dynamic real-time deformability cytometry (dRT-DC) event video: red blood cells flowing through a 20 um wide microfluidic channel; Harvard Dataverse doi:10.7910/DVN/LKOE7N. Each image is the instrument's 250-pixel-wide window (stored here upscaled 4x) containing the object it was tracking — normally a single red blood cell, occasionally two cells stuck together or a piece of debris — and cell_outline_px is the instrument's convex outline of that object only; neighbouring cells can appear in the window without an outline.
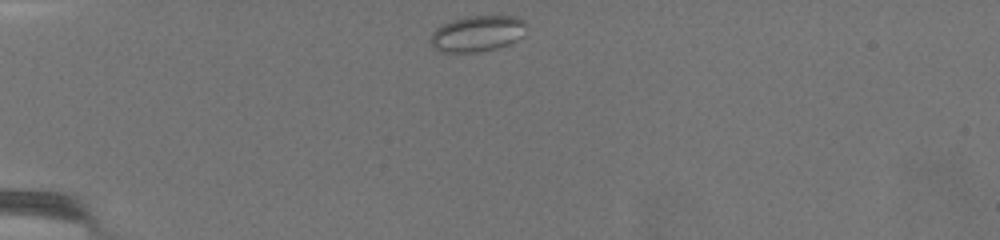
{"species": "common noctule bat (a hibernating species)", "species_latin": "Nyctalus noctula", "temperature_condition": "warm", "stored_images_in_passage": 44, "camera_frame_rate_fps": 3000, "um_per_image_px": 0.085, "animal": {"sex": "female", "body_mass_g": 19.5, "forearm_length_mm": 54.1}, "frame": {"image": 1, "passage_image": 1, "time_ms": 0.0, "image_size_px": [1000, 240], "cell_outline_px": [[524, 24], [520, 36], [516, 40], [508, 44], [496, 48], [476, 52], [440, 52], [432, 48], [432, 32], [436, 28], [452, 20], [468, 16], [516, 16], [524, 20]], "centroid_in_image_um": [40.52, 2.86], "position_along_channel_um": 44.5, "area_um2": 19.71}}
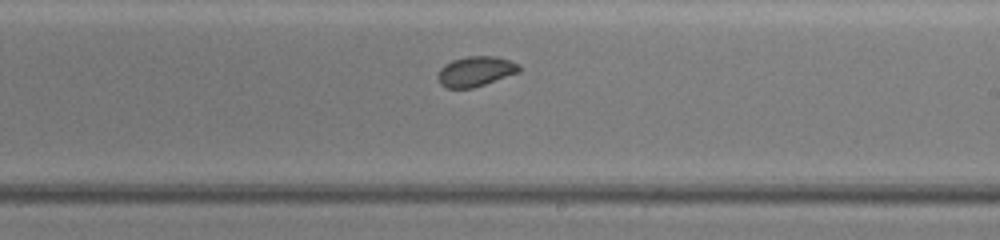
{"frame": {"image": 2, "passage_image": 26, "time_ms": 8.333, "image_size_px": [1000, 240], "cell_outline_px": [[520, 72], [472, 88], [448, 88], [440, 84], [436, 76], [440, 68], [444, 64], [452, 60], [464, 56], [496, 56], [520, 64]], "centroid_in_image_um": [40.4, 6.06], "position_along_channel_um": 248.6, "area_um2": 14.33}}
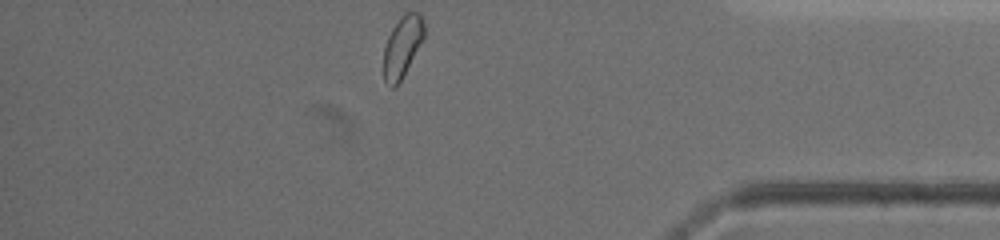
{"frame": {"image": 3, "passage_image": 44, "time_ms": 14.333, "image_size_px": [1000, 240], "cell_outline_px": [[424, 36], [400, 80], [392, 88], [384, 80], [384, 48], [388, 36], [392, 28], [400, 16], [404, 12], [420, 12], [424, 20]], "centroid_in_image_um": [34.19, 3.88], "position_along_channel_um": 401.0, "area_um2": 14.1}, "authors_computed_cell_mechanics": {"area_um2": 14.3633, "velocity_mm_per_s": 2.9637, "shape_relaxation_time_tau1_ms": null, "shape_relaxation_time_tau2_ms": 1.3492, "deformation_change_tau1": null, "deformation_change_tau2": 0.0427}}